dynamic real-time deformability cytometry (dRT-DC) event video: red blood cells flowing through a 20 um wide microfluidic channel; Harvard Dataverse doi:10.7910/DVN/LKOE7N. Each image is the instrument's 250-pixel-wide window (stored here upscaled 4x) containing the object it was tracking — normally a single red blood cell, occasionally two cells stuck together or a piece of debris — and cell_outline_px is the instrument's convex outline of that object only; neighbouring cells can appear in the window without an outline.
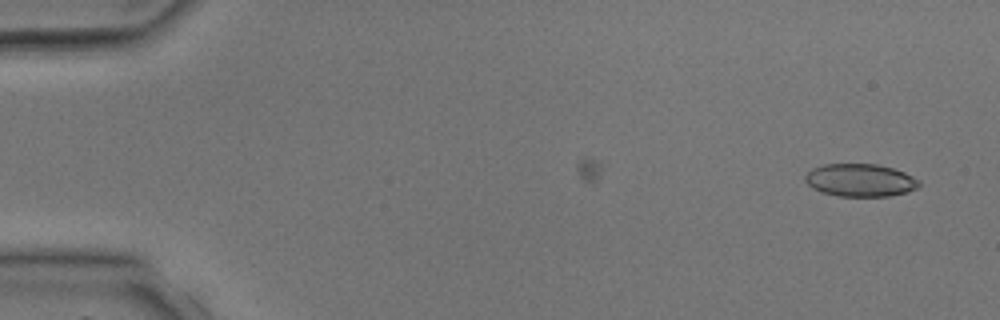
{"species": "common noctule bat (a hibernating species)", "species_latin": "Nyctalus noctula", "temperature_condition": "room temperature", "stored_images_in_passage": 2, "camera_frame_rate_fps": 3000, "um_per_image_px": 0.085, "animal": {"sex": "male", "body_mass_g": 17.9, "forearm_length_mm": 54.2}, "frame": {"image": 1, "passage_image": 2, "time_ms": 1.333, "image_size_px": [1000, 320], "cell_outline_px": [[920, 184], [916, 188], [908, 192], [888, 196], [836, 196], [820, 192], [812, 188], [804, 180], [804, 176], [812, 168], [824, 164], [876, 164], [892, 168], [904, 172], [920, 180]], "centroid_in_image_um": [73.1, 15.32], "position_along_channel_um": 11.9, "area_um2": 21.85}}